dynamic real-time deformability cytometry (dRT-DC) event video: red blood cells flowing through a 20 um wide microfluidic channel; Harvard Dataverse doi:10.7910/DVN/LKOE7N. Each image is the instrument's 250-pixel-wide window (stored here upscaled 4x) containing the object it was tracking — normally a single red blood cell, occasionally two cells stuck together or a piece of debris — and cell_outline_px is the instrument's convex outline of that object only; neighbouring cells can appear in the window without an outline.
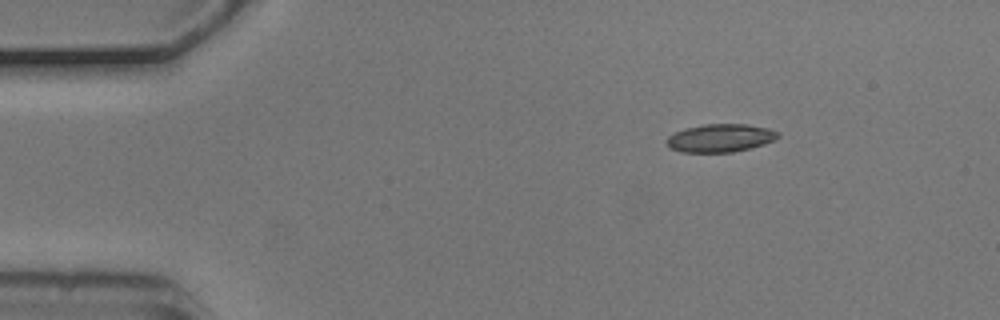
{"species": "common noctule bat (a hibernating species)", "species_latin": "Nyctalus noctula", "temperature_condition": "cold", "stored_images_in_passage": 2, "camera_frame_rate_fps": 3000, "um_per_image_px": 0.085, "animal": {"sex": "male", "body_mass_g": 20.5, "forearm_length_mm": 52.5}, "frame": {"image": 1, "passage_image": 1, "time_ms": 0.0, "image_size_px": [1000, 320], "cell_outline_px": [[780, 136], [764, 144], [732, 152], [680, 152], [672, 148], [664, 140], [668, 136], [684, 128], [704, 124], [748, 124], [768, 128], [780, 132]], "centroid_in_image_um": [61.22, 11.72], "position_along_channel_um": 23.8, "area_um2": 18.15}}